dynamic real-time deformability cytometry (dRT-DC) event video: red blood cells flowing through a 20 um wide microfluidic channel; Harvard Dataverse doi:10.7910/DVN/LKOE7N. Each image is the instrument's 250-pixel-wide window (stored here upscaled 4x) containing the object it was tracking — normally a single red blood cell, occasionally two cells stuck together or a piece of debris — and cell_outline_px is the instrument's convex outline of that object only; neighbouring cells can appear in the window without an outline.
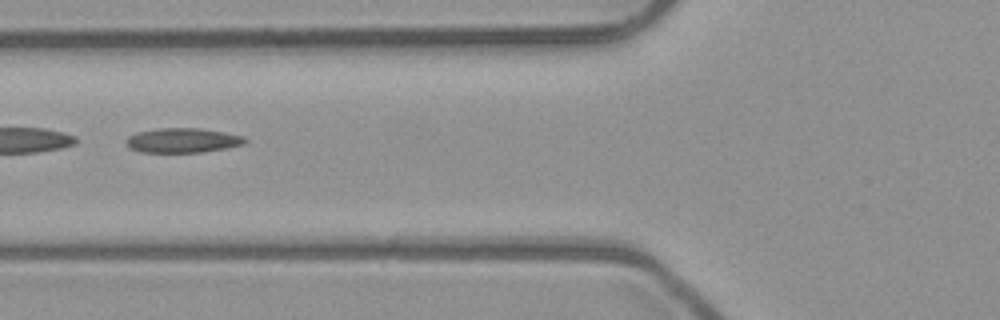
{"species": "common noctule bat (a hibernating species)", "species_latin": "Nyctalus noctula", "temperature_condition": "room temperature", "stored_images_in_passage": 3, "camera_frame_rate_fps": 3000, "um_per_image_px": 0.085, "animal": {"sex": "male", "body_mass_g": 23.1, "forearm_length_mm": 52.7}, "frame": {"image": 1, "passage_image": 2, "time_ms": 0.333, "image_size_px": [1000, 320], "cell_outline_px": [[248, 140], [244, 144], [224, 148], [200, 152], [140, 152], [132, 148], [124, 140], [128, 136], [136, 132], [160, 128], [200, 128], [224, 132], [244, 136]], "centroid_in_image_um": [15.52, 11.92], "position_along_channel_um": 110.3, "area_um2": 16.94}}
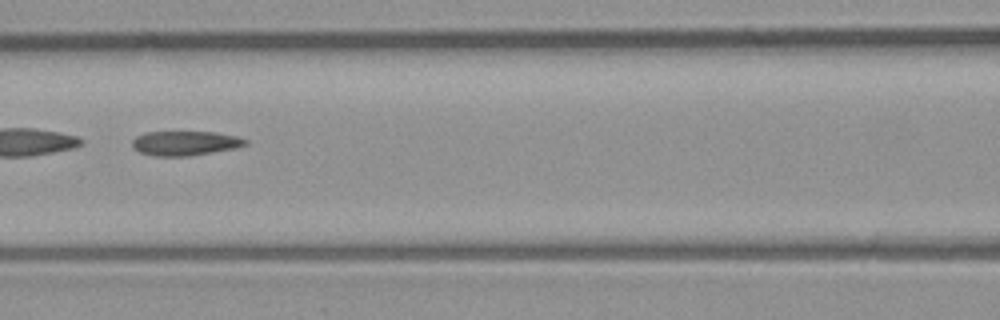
{"frame": {"image": 2, "passage_image": 3, "time_ms": 0.667, "image_size_px": [1000, 320], "cell_outline_px": [[248, 144], [236, 148], [188, 156], [152, 156], [140, 152], [132, 144], [132, 140], [136, 136], [148, 132], [216, 132], [236, 136], [248, 140]], "centroid_in_image_um": [15.76, 12.17], "position_along_channel_um": 150.8, "area_um2": 16.07}}